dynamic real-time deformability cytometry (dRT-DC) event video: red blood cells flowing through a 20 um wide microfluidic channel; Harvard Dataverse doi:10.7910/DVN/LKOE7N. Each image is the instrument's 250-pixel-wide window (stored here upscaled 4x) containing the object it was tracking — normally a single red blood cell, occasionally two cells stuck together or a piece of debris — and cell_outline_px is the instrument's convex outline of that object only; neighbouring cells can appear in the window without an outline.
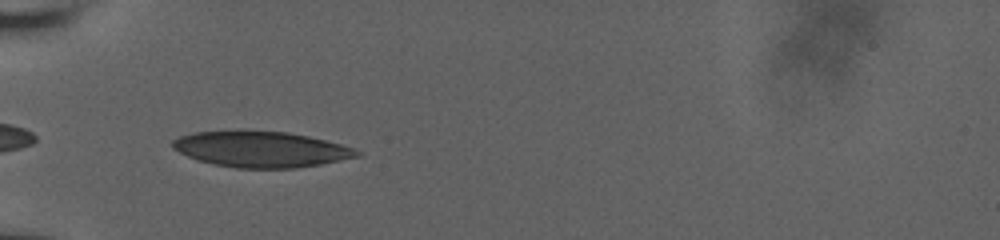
{"species": "human", "species_latin": "Homo sapiens", "temperature_condition": "room temperature", "stored_images_in_passage": 37, "camera_frame_rate_fps": 3000, "um_per_image_px": 0.085, "donor": {"sex": "male"}, "frame": {"image": 1, "passage_image": 1, "time_ms": 0.0, "image_size_px": [1000, 240], "cell_outline_px": [[360, 156], [320, 164], [296, 168], [236, 168], [196, 160], [172, 148], [172, 140], [180, 136], [196, 132], [288, 132], [308, 136], [340, 144], [352, 148], [360, 152]], "centroid_in_image_um": [22.18, 12.71], "position_along_channel_um": 62.8, "area_um2": 37.69}}
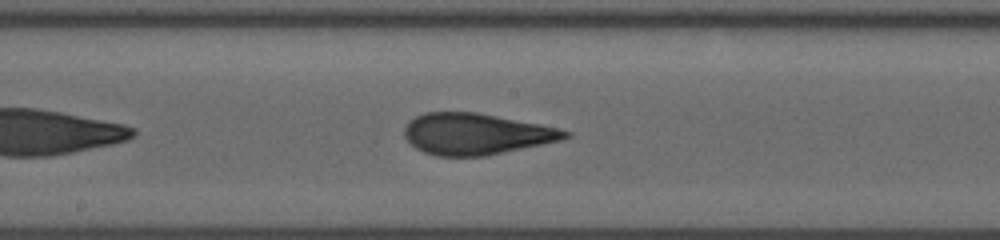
{"frame": {"image": 2, "passage_image": 13, "time_ms": 4.0, "image_size_px": [1000, 240], "cell_outline_px": [[572, 136], [560, 140], [484, 156], [436, 156], [424, 152], [416, 148], [404, 136], [404, 128], [408, 120], [424, 112], [476, 112], [540, 124], [560, 128], [572, 132]], "centroid_in_image_um": [40.45, 11.38], "position_along_channel_um": 207.8, "area_um2": 38.55}}
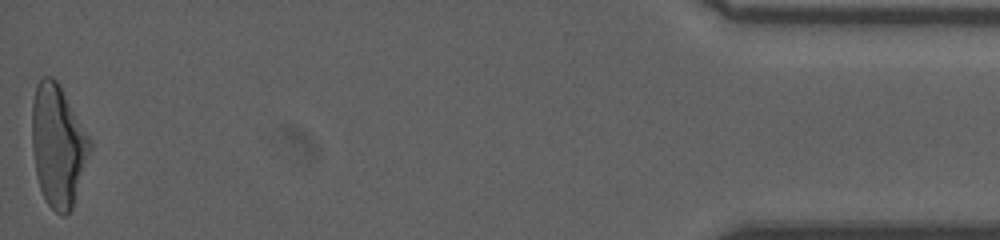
{"frame": {"image": 3, "passage_image": 37, "time_ms": 12.0, "image_size_px": [1000, 240], "cell_outline_px": [[92, 148], [72, 208], [64, 216], [60, 216], [48, 204], [40, 188], [36, 176], [32, 148], [32, 100], [36, 88], [40, 80], [44, 76], [52, 76], [60, 84], [92, 140]], "centroid_in_image_um": [4.94, 12.36], "position_along_channel_um": 430.3, "area_um2": 41.38}, "authors_computed_cell_mechanics": {"area_um2": 38.7838, "velocity_mm_per_s": 3.8246, "shape_relaxation_time_tau1_ms": 7.409, "shape_relaxation_time_tau2_ms": 0.962, "deformation_change_tau1": 0.2378, "deformation_change_tau2": 0.0717}}